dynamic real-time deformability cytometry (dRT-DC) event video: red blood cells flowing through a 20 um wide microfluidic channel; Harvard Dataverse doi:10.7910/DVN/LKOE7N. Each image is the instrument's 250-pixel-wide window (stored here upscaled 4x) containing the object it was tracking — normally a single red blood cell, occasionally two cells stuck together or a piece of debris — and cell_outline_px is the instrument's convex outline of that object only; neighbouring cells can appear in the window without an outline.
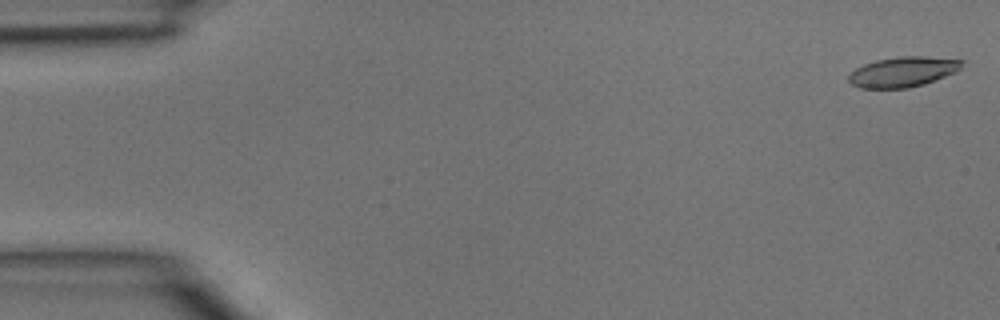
{"species": "common noctule bat (a hibernating species)", "species_latin": "Nyctalus noctula", "temperature_condition": "room temperature", "stored_images_in_passage": 44, "camera_frame_rate_fps": 3000, "um_per_image_px": 0.085, "animal": {"sex": "male", "body_mass_g": 15.6}, "frame": {"image": 1, "passage_image": 1, "time_ms": 0.0, "image_size_px": [1000, 320], "cell_outline_px": [[964, 60], [960, 68], [956, 72], [924, 84], [908, 88], [860, 88], [852, 84], [848, 80], [848, 76], [856, 68], [864, 64], [876, 60], [900, 56], [924, 56]], "centroid_in_image_um": [76.75, 6.1], "position_along_channel_um": 8.3, "area_um2": 19.83}}
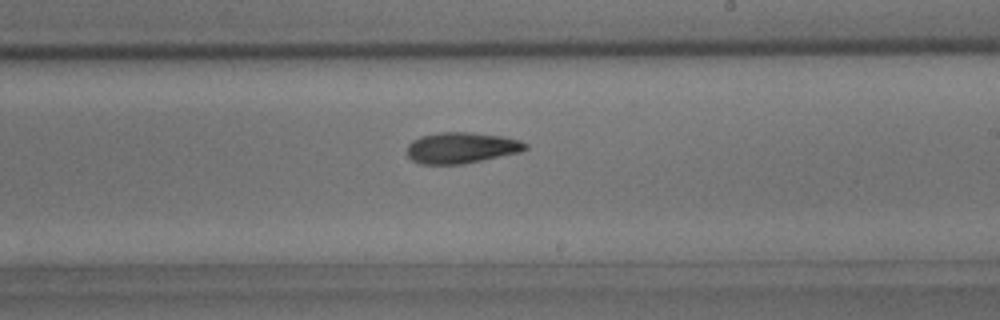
{"frame": {"image": 2, "passage_image": 26, "time_ms": 8.333, "image_size_px": [1000, 320], "cell_outline_px": [[528, 148], [520, 152], [464, 164], [420, 164], [412, 160], [408, 156], [408, 144], [412, 140], [420, 136], [436, 132], [472, 132], [500, 136], [520, 140], [528, 144]], "centroid_in_image_um": [39.21, 12.56], "position_along_channel_um": 249.8, "area_um2": 21.5}}
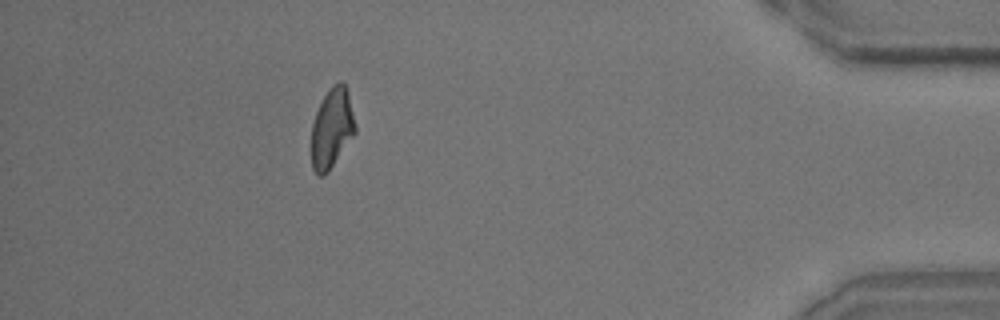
{"frame": {"image": 3, "passage_image": 40, "time_ms": 13.0, "image_size_px": [1000, 320], "cell_outline_px": [[356, 132], [328, 172], [324, 176], [320, 176], [312, 168], [312, 124], [316, 112], [324, 96], [332, 84], [340, 80], [348, 88], [356, 124]], "centroid_in_image_um": [28.23, 10.86], "position_along_channel_um": 407.0, "area_um2": 20.46}}